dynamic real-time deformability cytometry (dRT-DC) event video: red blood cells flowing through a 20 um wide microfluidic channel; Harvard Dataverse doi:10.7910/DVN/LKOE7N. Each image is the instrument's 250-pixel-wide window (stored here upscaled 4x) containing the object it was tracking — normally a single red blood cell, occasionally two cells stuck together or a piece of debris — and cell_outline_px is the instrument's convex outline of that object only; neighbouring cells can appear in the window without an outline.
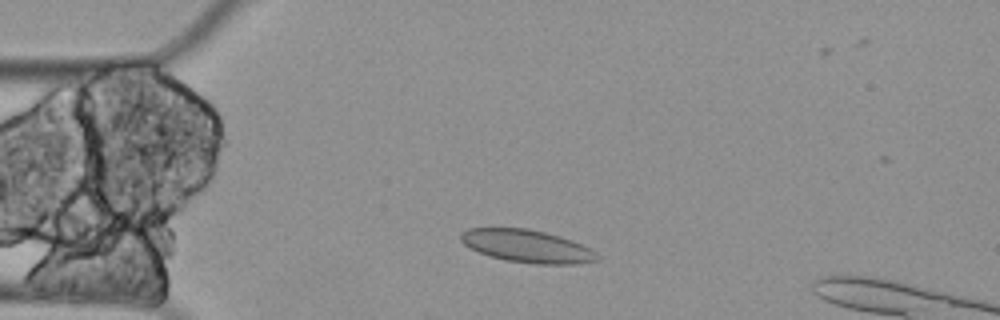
{"species": "Egyptian fruit bat (a non-hibernating species)", "species_latin": "Rousettus aegyptiacus", "temperature_condition": "cold", "stored_images_in_passage": 2, "camera_frame_rate_fps": 3000, "um_per_image_px": 0.085, "animal": {"sex": "female"}, "frame": {"image": 1, "passage_image": 2, "time_ms": 0.333, "image_size_px": [1000, 320], "cell_outline_px": [[600, 260], [576, 264], [536, 264], [504, 260], [488, 256], [464, 244], [460, 240], [460, 232], [468, 228], [528, 228], [560, 236], [572, 240], [596, 252], [600, 256]], "centroid_in_image_um": [44.8, 20.92], "position_along_channel_um": 40.2, "area_um2": 26.07}}